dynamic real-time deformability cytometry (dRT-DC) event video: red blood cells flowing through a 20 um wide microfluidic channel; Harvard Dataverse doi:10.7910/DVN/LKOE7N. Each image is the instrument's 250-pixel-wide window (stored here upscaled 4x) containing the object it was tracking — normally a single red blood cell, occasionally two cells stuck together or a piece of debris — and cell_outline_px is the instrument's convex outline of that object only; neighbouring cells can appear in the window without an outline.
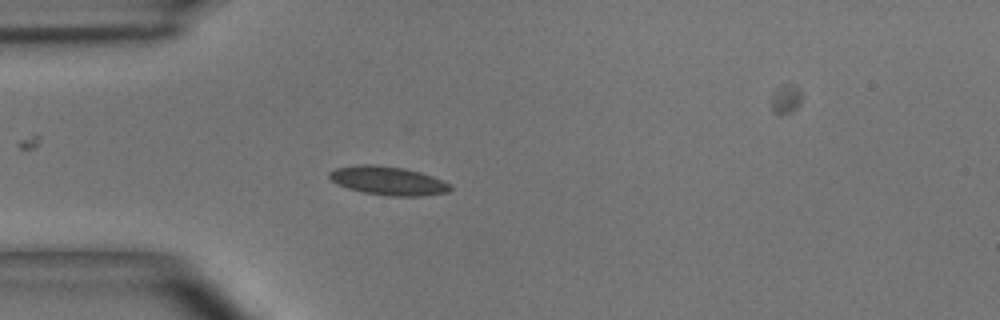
{"species": "common noctule bat (a hibernating species)", "species_latin": "Nyctalus noctula", "temperature_condition": "room temperature", "stored_images_in_passage": 4, "camera_frame_rate_fps": 3000, "um_per_image_px": 0.085, "animal": {"sex": "male", "body_mass_g": 15.6}, "frame": {"image": 1, "passage_image": 3, "time_ms": 0.667, "image_size_px": [1000, 320], "cell_outline_px": [[452, 188], [448, 192], [420, 196], [392, 196], [364, 192], [348, 188], [336, 184], [328, 176], [328, 172], [336, 168], [360, 164], [376, 164], [404, 168], [420, 172], [432, 176], [452, 184]], "centroid_in_image_um": [32.99, 15.35], "position_along_channel_um": 52.0, "area_um2": 20.23}}